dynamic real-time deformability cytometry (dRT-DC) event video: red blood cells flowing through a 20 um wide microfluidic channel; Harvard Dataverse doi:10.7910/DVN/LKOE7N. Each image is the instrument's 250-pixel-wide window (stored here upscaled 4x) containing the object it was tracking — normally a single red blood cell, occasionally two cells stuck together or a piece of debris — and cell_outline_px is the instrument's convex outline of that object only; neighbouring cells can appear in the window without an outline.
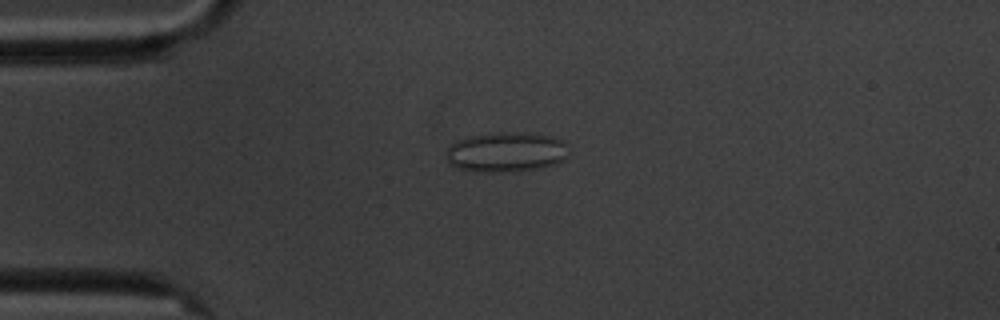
{"species": "common noctule bat (a hibernating species)", "species_latin": "Nyctalus noctula", "temperature_condition": "cold", "stored_images_in_passage": 5, "camera_frame_rate_fps": 3000, "um_per_image_px": 0.085, "animal": {"sex": "male", "body_mass_g": 20.1, "forearm_length_mm": 53.5}, "frame": {"image": 1, "passage_image": 4, "time_ms": 4.333, "image_size_px": [1000, 320], "cell_outline_px": [[568, 156], [564, 160], [544, 168], [512, 172], [480, 172], [456, 168], [448, 164], [444, 156], [444, 152], [456, 140], [472, 136], [500, 132], [520, 132], [552, 136], [564, 140], [568, 144]], "centroid_in_image_um": [43.03, 12.94], "position_along_channel_um": 42.0, "area_um2": 29.19}}